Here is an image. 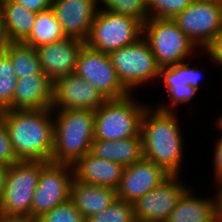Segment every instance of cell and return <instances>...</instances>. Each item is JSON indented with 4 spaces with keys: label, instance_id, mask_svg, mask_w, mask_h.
<instances>
[{
    "label": "cell",
    "instance_id": "1",
    "mask_svg": "<svg viewBox=\"0 0 222 222\" xmlns=\"http://www.w3.org/2000/svg\"><path fill=\"white\" fill-rule=\"evenodd\" d=\"M177 113L149 104L141 119L143 157L162 167L171 176L182 175L185 158V137Z\"/></svg>",
    "mask_w": 222,
    "mask_h": 222
},
{
    "label": "cell",
    "instance_id": "2",
    "mask_svg": "<svg viewBox=\"0 0 222 222\" xmlns=\"http://www.w3.org/2000/svg\"><path fill=\"white\" fill-rule=\"evenodd\" d=\"M13 151L19 161L50 162L53 151V109L3 110Z\"/></svg>",
    "mask_w": 222,
    "mask_h": 222
},
{
    "label": "cell",
    "instance_id": "3",
    "mask_svg": "<svg viewBox=\"0 0 222 222\" xmlns=\"http://www.w3.org/2000/svg\"><path fill=\"white\" fill-rule=\"evenodd\" d=\"M53 151L50 162L74 165L91 150L94 111L53 110Z\"/></svg>",
    "mask_w": 222,
    "mask_h": 222
},
{
    "label": "cell",
    "instance_id": "4",
    "mask_svg": "<svg viewBox=\"0 0 222 222\" xmlns=\"http://www.w3.org/2000/svg\"><path fill=\"white\" fill-rule=\"evenodd\" d=\"M135 95L107 99L94 111V139L118 141L140 135L141 119L149 103Z\"/></svg>",
    "mask_w": 222,
    "mask_h": 222
},
{
    "label": "cell",
    "instance_id": "5",
    "mask_svg": "<svg viewBox=\"0 0 222 222\" xmlns=\"http://www.w3.org/2000/svg\"><path fill=\"white\" fill-rule=\"evenodd\" d=\"M143 37L160 67L196 59V55L202 54L173 19L149 18L143 24Z\"/></svg>",
    "mask_w": 222,
    "mask_h": 222
},
{
    "label": "cell",
    "instance_id": "6",
    "mask_svg": "<svg viewBox=\"0 0 222 222\" xmlns=\"http://www.w3.org/2000/svg\"><path fill=\"white\" fill-rule=\"evenodd\" d=\"M115 68L118 80L129 92L142 89V85L158 81L160 66L151 48L142 36L136 42L108 54Z\"/></svg>",
    "mask_w": 222,
    "mask_h": 222
},
{
    "label": "cell",
    "instance_id": "7",
    "mask_svg": "<svg viewBox=\"0 0 222 222\" xmlns=\"http://www.w3.org/2000/svg\"><path fill=\"white\" fill-rule=\"evenodd\" d=\"M143 36V23L129 15L98 9L89 35L84 41L90 49L109 54Z\"/></svg>",
    "mask_w": 222,
    "mask_h": 222
},
{
    "label": "cell",
    "instance_id": "8",
    "mask_svg": "<svg viewBox=\"0 0 222 222\" xmlns=\"http://www.w3.org/2000/svg\"><path fill=\"white\" fill-rule=\"evenodd\" d=\"M45 161H19L9 166L0 213L3 215L31 216L33 195Z\"/></svg>",
    "mask_w": 222,
    "mask_h": 222
},
{
    "label": "cell",
    "instance_id": "9",
    "mask_svg": "<svg viewBox=\"0 0 222 222\" xmlns=\"http://www.w3.org/2000/svg\"><path fill=\"white\" fill-rule=\"evenodd\" d=\"M173 20L203 51L222 30V2L194 0Z\"/></svg>",
    "mask_w": 222,
    "mask_h": 222
},
{
    "label": "cell",
    "instance_id": "10",
    "mask_svg": "<svg viewBox=\"0 0 222 222\" xmlns=\"http://www.w3.org/2000/svg\"><path fill=\"white\" fill-rule=\"evenodd\" d=\"M192 59L181 63L161 67L158 80L161 79L168 93L167 102H156L155 106L163 111H173L179 113L180 105H187L194 99L202 89L203 72L198 67H193L190 63ZM158 103V104H157Z\"/></svg>",
    "mask_w": 222,
    "mask_h": 222
},
{
    "label": "cell",
    "instance_id": "11",
    "mask_svg": "<svg viewBox=\"0 0 222 222\" xmlns=\"http://www.w3.org/2000/svg\"><path fill=\"white\" fill-rule=\"evenodd\" d=\"M73 166L48 162L42 169L33 195L31 217L40 218L55 206L70 199Z\"/></svg>",
    "mask_w": 222,
    "mask_h": 222
},
{
    "label": "cell",
    "instance_id": "12",
    "mask_svg": "<svg viewBox=\"0 0 222 222\" xmlns=\"http://www.w3.org/2000/svg\"><path fill=\"white\" fill-rule=\"evenodd\" d=\"M75 73L93 85L106 99H118L129 94L118 80L109 55L86 45L78 55Z\"/></svg>",
    "mask_w": 222,
    "mask_h": 222
},
{
    "label": "cell",
    "instance_id": "13",
    "mask_svg": "<svg viewBox=\"0 0 222 222\" xmlns=\"http://www.w3.org/2000/svg\"><path fill=\"white\" fill-rule=\"evenodd\" d=\"M180 176H170L133 203L135 217L140 222H166L182 195L191 185ZM189 185V186H188Z\"/></svg>",
    "mask_w": 222,
    "mask_h": 222
},
{
    "label": "cell",
    "instance_id": "14",
    "mask_svg": "<svg viewBox=\"0 0 222 222\" xmlns=\"http://www.w3.org/2000/svg\"><path fill=\"white\" fill-rule=\"evenodd\" d=\"M107 99L93 85L76 73L58 78L53 83V110H97Z\"/></svg>",
    "mask_w": 222,
    "mask_h": 222
},
{
    "label": "cell",
    "instance_id": "15",
    "mask_svg": "<svg viewBox=\"0 0 222 222\" xmlns=\"http://www.w3.org/2000/svg\"><path fill=\"white\" fill-rule=\"evenodd\" d=\"M170 176L162 167L142 157L136 163L124 167L116 189L117 199L133 204Z\"/></svg>",
    "mask_w": 222,
    "mask_h": 222
},
{
    "label": "cell",
    "instance_id": "16",
    "mask_svg": "<svg viewBox=\"0 0 222 222\" xmlns=\"http://www.w3.org/2000/svg\"><path fill=\"white\" fill-rule=\"evenodd\" d=\"M84 45L81 39L66 37L37 47L42 72L53 83L62 76L75 73L77 58Z\"/></svg>",
    "mask_w": 222,
    "mask_h": 222
},
{
    "label": "cell",
    "instance_id": "17",
    "mask_svg": "<svg viewBox=\"0 0 222 222\" xmlns=\"http://www.w3.org/2000/svg\"><path fill=\"white\" fill-rule=\"evenodd\" d=\"M51 9L67 37L85 41L98 11V0H53Z\"/></svg>",
    "mask_w": 222,
    "mask_h": 222
},
{
    "label": "cell",
    "instance_id": "18",
    "mask_svg": "<svg viewBox=\"0 0 222 222\" xmlns=\"http://www.w3.org/2000/svg\"><path fill=\"white\" fill-rule=\"evenodd\" d=\"M53 103V82L43 73L18 78L13 110L49 109Z\"/></svg>",
    "mask_w": 222,
    "mask_h": 222
},
{
    "label": "cell",
    "instance_id": "19",
    "mask_svg": "<svg viewBox=\"0 0 222 222\" xmlns=\"http://www.w3.org/2000/svg\"><path fill=\"white\" fill-rule=\"evenodd\" d=\"M73 166L74 178L88 184L117 189L124 167L110 160L101 159L90 151Z\"/></svg>",
    "mask_w": 222,
    "mask_h": 222
},
{
    "label": "cell",
    "instance_id": "20",
    "mask_svg": "<svg viewBox=\"0 0 222 222\" xmlns=\"http://www.w3.org/2000/svg\"><path fill=\"white\" fill-rule=\"evenodd\" d=\"M117 199L116 190L73 179L70 200L86 219L111 205Z\"/></svg>",
    "mask_w": 222,
    "mask_h": 222
},
{
    "label": "cell",
    "instance_id": "21",
    "mask_svg": "<svg viewBox=\"0 0 222 222\" xmlns=\"http://www.w3.org/2000/svg\"><path fill=\"white\" fill-rule=\"evenodd\" d=\"M192 189L182 195L166 222H206L216 214L215 195L198 196Z\"/></svg>",
    "mask_w": 222,
    "mask_h": 222
},
{
    "label": "cell",
    "instance_id": "22",
    "mask_svg": "<svg viewBox=\"0 0 222 222\" xmlns=\"http://www.w3.org/2000/svg\"><path fill=\"white\" fill-rule=\"evenodd\" d=\"M90 152L101 159L121 164L123 167L130 166L143 157L141 134L118 141L94 139Z\"/></svg>",
    "mask_w": 222,
    "mask_h": 222
},
{
    "label": "cell",
    "instance_id": "23",
    "mask_svg": "<svg viewBox=\"0 0 222 222\" xmlns=\"http://www.w3.org/2000/svg\"><path fill=\"white\" fill-rule=\"evenodd\" d=\"M2 6L10 42H24L33 29L37 13L11 0H2Z\"/></svg>",
    "mask_w": 222,
    "mask_h": 222
},
{
    "label": "cell",
    "instance_id": "24",
    "mask_svg": "<svg viewBox=\"0 0 222 222\" xmlns=\"http://www.w3.org/2000/svg\"><path fill=\"white\" fill-rule=\"evenodd\" d=\"M66 37L62 26L50 8L37 13L33 29L23 43L37 48L41 45L60 41Z\"/></svg>",
    "mask_w": 222,
    "mask_h": 222
},
{
    "label": "cell",
    "instance_id": "25",
    "mask_svg": "<svg viewBox=\"0 0 222 222\" xmlns=\"http://www.w3.org/2000/svg\"><path fill=\"white\" fill-rule=\"evenodd\" d=\"M11 59L17 78L42 72L37 49L23 42H11L4 51Z\"/></svg>",
    "mask_w": 222,
    "mask_h": 222
},
{
    "label": "cell",
    "instance_id": "26",
    "mask_svg": "<svg viewBox=\"0 0 222 222\" xmlns=\"http://www.w3.org/2000/svg\"><path fill=\"white\" fill-rule=\"evenodd\" d=\"M17 79L10 57L0 52V111L13 110Z\"/></svg>",
    "mask_w": 222,
    "mask_h": 222
},
{
    "label": "cell",
    "instance_id": "27",
    "mask_svg": "<svg viewBox=\"0 0 222 222\" xmlns=\"http://www.w3.org/2000/svg\"><path fill=\"white\" fill-rule=\"evenodd\" d=\"M98 9L132 16L143 24L149 19L147 0H98Z\"/></svg>",
    "mask_w": 222,
    "mask_h": 222
},
{
    "label": "cell",
    "instance_id": "28",
    "mask_svg": "<svg viewBox=\"0 0 222 222\" xmlns=\"http://www.w3.org/2000/svg\"><path fill=\"white\" fill-rule=\"evenodd\" d=\"M133 204L116 199L104 210L90 215L85 222H136Z\"/></svg>",
    "mask_w": 222,
    "mask_h": 222
},
{
    "label": "cell",
    "instance_id": "29",
    "mask_svg": "<svg viewBox=\"0 0 222 222\" xmlns=\"http://www.w3.org/2000/svg\"><path fill=\"white\" fill-rule=\"evenodd\" d=\"M194 0H147L149 18L173 19Z\"/></svg>",
    "mask_w": 222,
    "mask_h": 222
},
{
    "label": "cell",
    "instance_id": "30",
    "mask_svg": "<svg viewBox=\"0 0 222 222\" xmlns=\"http://www.w3.org/2000/svg\"><path fill=\"white\" fill-rule=\"evenodd\" d=\"M38 219L39 222H85L82 214L70 199L55 206Z\"/></svg>",
    "mask_w": 222,
    "mask_h": 222
},
{
    "label": "cell",
    "instance_id": "31",
    "mask_svg": "<svg viewBox=\"0 0 222 222\" xmlns=\"http://www.w3.org/2000/svg\"><path fill=\"white\" fill-rule=\"evenodd\" d=\"M17 162L19 160L13 151L5 120L0 115V163L10 166Z\"/></svg>",
    "mask_w": 222,
    "mask_h": 222
},
{
    "label": "cell",
    "instance_id": "32",
    "mask_svg": "<svg viewBox=\"0 0 222 222\" xmlns=\"http://www.w3.org/2000/svg\"><path fill=\"white\" fill-rule=\"evenodd\" d=\"M203 54L209 56L210 62L214 67H222V30L217 34L213 41L202 51ZM217 65V66H216Z\"/></svg>",
    "mask_w": 222,
    "mask_h": 222
},
{
    "label": "cell",
    "instance_id": "33",
    "mask_svg": "<svg viewBox=\"0 0 222 222\" xmlns=\"http://www.w3.org/2000/svg\"><path fill=\"white\" fill-rule=\"evenodd\" d=\"M214 153L212 163L213 166V181L215 182L214 185L217 183L222 182V135L217 136V139L214 140Z\"/></svg>",
    "mask_w": 222,
    "mask_h": 222
},
{
    "label": "cell",
    "instance_id": "34",
    "mask_svg": "<svg viewBox=\"0 0 222 222\" xmlns=\"http://www.w3.org/2000/svg\"><path fill=\"white\" fill-rule=\"evenodd\" d=\"M17 4L25 6L32 12L39 13L51 8L53 0H11Z\"/></svg>",
    "mask_w": 222,
    "mask_h": 222
},
{
    "label": "cell",
    "instance_id": "35",
    "mask_svg": "<svg viewBox=\"0 0 222 222\" xmlns=\"http://www.w3.org/2000/svg\"><path fill=\"white\" fill-rule=\"evenodd\" d=\"M9 37L7 35L4 19V10L2 6V0H0V52H4L10 44Z\"/></svg>",
    "mask_w": 222,
    "mask_h": 222
},
{
    "label": "cell",
    "instance_id": "36",
    "mask_svg": "<svg viewBox=\"0 0 222 222\" xmlns=\"http://www.w3.org/2000/svg\"><path fill=\"white\" fill-rule=\"evenodd\" d=\"M0 222H39V219L31 216L3 215L0 213Z\"/></svg>",
    "mask_w": 222,
    "mask_h": 222
},
{
    "label": "cell",
    "instance_id": "37",
    "mask_svg": "<svg viewBox=\"0 0 222 222\" xmlns=\"http://www.w3.org/2000/svg\"><path fill=\"white\" fill-rule=\"evenodd\" d=\"M213 189L215 192L213 194L215 195L216 199V214L222 219V182L217 183ZM216 188V190H215Z\"/></svg>",
    "mask_w": 222,
    "mask_h": 222
},
{
    "label": "cell",
    "instance_id": "38",
    "mask_svg": "<svg viewBox=\"0 0 222 222\" xmlns=\"http://www.w3.org/2000/svg\"><path fill=\"white\" fill-rule=\"evenodd\" d=\"M8 168H9V166H7L3 163H0V203H1L2 196H3V191H4L5 180H6Z\"/></svg>",
    "mask_w": 222,
    "mask_h": 222
},
{
    "label": "cell",
    "instance_id": "39",
    "mask_svg": "<svg viewBox=\"0 0 222 222\" xmlns=\"http://www.w3.org/2000/svg\"><path fill=\"white\" fill-rule=\"evenodd\" d=\"M220 115V116H219ZM218 117L215 119L216 121H214V126L216 127V129H218V133L220 132L219 135H222V113L219 114Z\"/></svg>",
    "mask_w": 222,
    "mask_h": 222
},
{
    "label": "cell",
    "instance_id": "40",
    "mask_svg": "<svg viewBox=\"0 0 222 222\" xmlns=\"http://www.w3.org/2000/svg\"><path fill=\"white\" fill-rule=\"evenodd\" d=\"M206 222H222V219L217 215L215 214L213 217H211L208 221Z\"/></svg>",
    "mask_w": 222,
    "mask_h": 222
},
{
    "label": "cell",
    "instance_id": "41",
    "mask_svg": "<svg viewBox=\"0 0 222 222\" xmlns=\"http://www.w3.org/2000/svg\"><path fill=\"white\" fill-rule=\"evenodd\" d=\"M203 1H220V2H222V0H203Z\"/></svg>",
    "mask_w": 222,
    "mask_h": 222
}]
</instances>
